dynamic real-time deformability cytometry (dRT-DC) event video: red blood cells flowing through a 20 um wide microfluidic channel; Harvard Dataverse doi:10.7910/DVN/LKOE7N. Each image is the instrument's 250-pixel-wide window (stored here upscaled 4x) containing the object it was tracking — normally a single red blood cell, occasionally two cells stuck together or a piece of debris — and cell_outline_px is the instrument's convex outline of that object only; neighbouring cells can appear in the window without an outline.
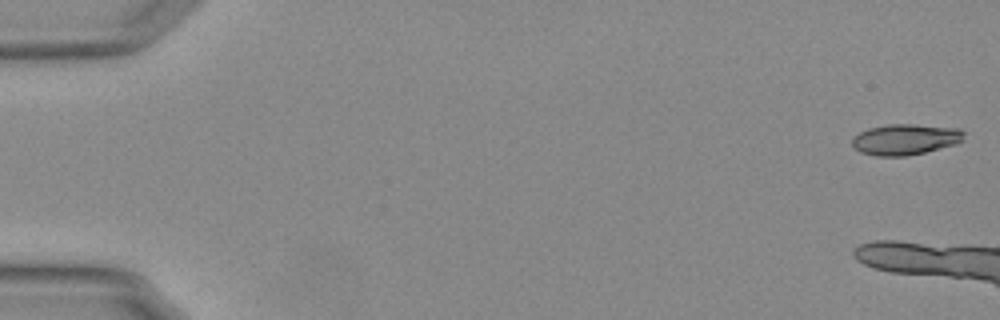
{"species": "Egyptian fruit bat (a non-hibernating species)", "species_latin": "Rousettus aegyptiacus", "temperature_condition": "warm", "stored_images_in_passage": 8, "camera_frame_rate_fps": 3000, "um_per_image_px": 0.085, "animal": {"sex": "female"}, "frame": {"image": 1, "passage_image": 1, "time_ms": 0.0, "image_size_px": [1000, 320], "cell_outline_px": [[964, 140], [956, 144], [924, 152], [904, 156], [876, 156], [860, 152], [852, 144], [852, 136], [868, 128], [888, 124], [916, 124], [960, 128], [964, 132]], "centroid_in_image_um": [76.96, 11.84], "position_along_channel_um": 8.0, "area_um2": 20.23}}